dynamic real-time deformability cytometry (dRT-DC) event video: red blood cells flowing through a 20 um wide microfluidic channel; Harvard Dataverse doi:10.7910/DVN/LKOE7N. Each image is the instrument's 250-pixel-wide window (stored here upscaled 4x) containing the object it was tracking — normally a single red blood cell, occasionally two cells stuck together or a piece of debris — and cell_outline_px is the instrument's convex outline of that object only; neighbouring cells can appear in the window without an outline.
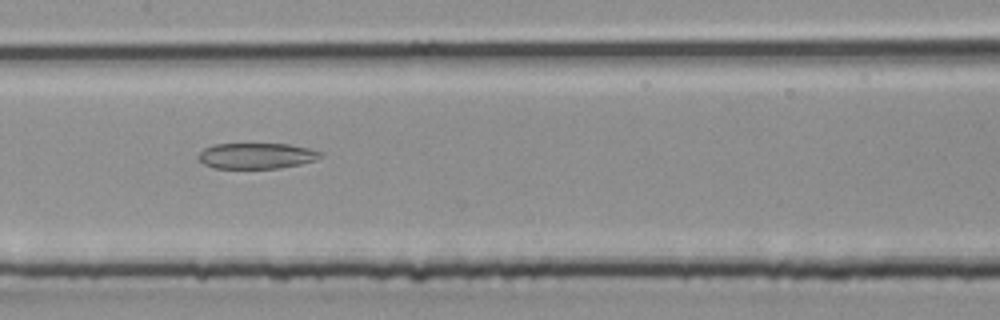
{"species": "common noctule bat (a hibernating species)", "species_latin": "Nyctalus noctula", "temperature_condition": "room temperature", "stored_images_in_passage": 27, "camera_frame_rate_fps": 3000, "um_per_image_px": 0.085, "animal": {"sex": "male", "body_mass_g": 20.4}, "frame": {"image": 1, "passage_image": 10, "time_ms": 3.0, "image_size_px": [1000, 320], "cell_outline_px": [[324, 152], [316, 160], [300, 164], [276, 168], [216, 168], [204, 164], [196, 156], [204, 148], [212, 144], [288, 144], [308, 148]], "centroid_in_image_um": [21.79, 13.24], "position_along_channel_um": 185.6, "area_um2": 18.26}}
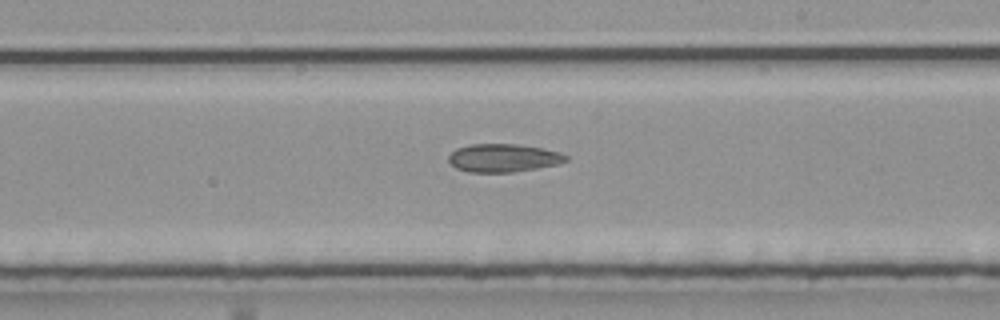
{"frame": {"image": 2, "passage_image": 13, "time_ms": 4.0, "image_size_px": [1000, 320], "cell_outline_px": [[568, 160], [556, 164], [536, 168], [512, 172], [468, 172], [456, 168], [448, 160], [448, 156], [456, 148], [472, 144], [520, 144], [560, 152], [568, 156]], "centroid_in_image_um": [42.76, 13.42], "position_along_channel_um": 246.2, "area_um2": 19.13}}
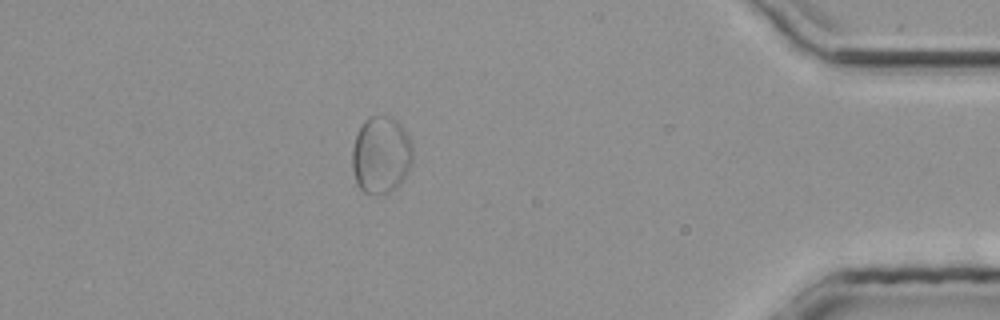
{"frame": {"image": 3, "passage_image": 23, "time_ms": 7.333, "image_size_px": [1000, 320], "cell_outline_px": [[412, 164], [408, 172], [396, 188], [392, 192], [364, 192], [356, 184], [352, 168], [352, 148], [356, 136], [364, 120], [372, 116], [392, 116], [400, 124], [408, 136], [412, 144]], "centroid_in_image_um": [32.39, 13.16], "position_along_channel_um": 402.8, "area_um2": 27.17}}